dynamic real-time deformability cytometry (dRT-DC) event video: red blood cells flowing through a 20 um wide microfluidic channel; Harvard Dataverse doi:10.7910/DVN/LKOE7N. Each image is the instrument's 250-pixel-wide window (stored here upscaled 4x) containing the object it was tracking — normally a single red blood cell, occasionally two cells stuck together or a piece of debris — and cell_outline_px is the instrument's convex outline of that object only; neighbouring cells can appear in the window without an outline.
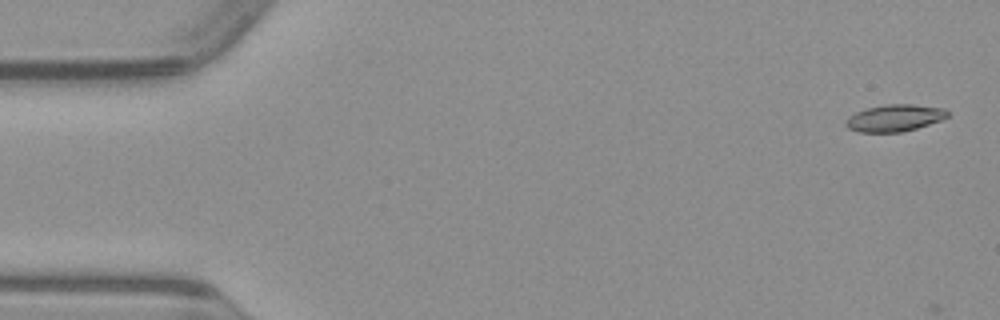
{"species": "common noctule bat (a hibernating species)", "species_latin": "Nyctalus noctula", "temperature_condition": "warm", "stored_images_in_passage": 4, "camera_frame_rate_fps": 3000, "um_per_image_px": 0.085, "animal": {"sex": "male", "body_mass_g": 23.1, "forearm_length_mm": 52.7}, "frame": {"image": 1, "passage_image": 2, "time_ms": 0.333, "image_size_px": [1000, 320], "cell_outline_px": [[948, 116], [940, 120], [916, 128], [900, 132], [860, 132], [848, 128], [844, 124], [848, 116], [856, 112], [868, 108], [888, 104], [912, 104], [944, 108], [948, 112]], "centroid_in_image_um": [76.02, 10.02], "position_along_channel_um": 9.0, "area_um2": 15.78}}